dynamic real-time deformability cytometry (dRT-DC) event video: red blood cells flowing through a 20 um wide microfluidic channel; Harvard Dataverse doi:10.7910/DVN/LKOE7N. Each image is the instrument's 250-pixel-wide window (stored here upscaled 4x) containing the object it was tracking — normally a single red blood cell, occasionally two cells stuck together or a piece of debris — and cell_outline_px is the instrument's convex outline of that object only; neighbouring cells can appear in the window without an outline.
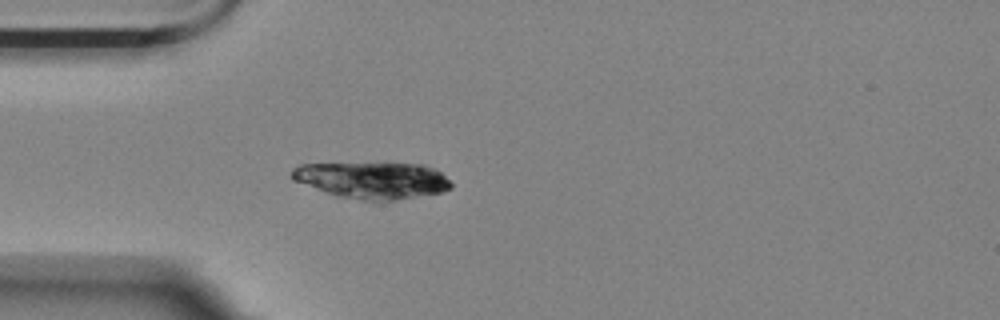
{"species": "Egyptian fruit bat (a non-hibernating species)", "species_latin": "Rousettus aegyptiacus", "temperature_condition": "room temperature", "stored_images_in_passage": 58, "camera_frame_rate_fps": 3000, "um_per_image_px": 0.085, "animal": {"sex": "female"}, "frame": {"image": 1, "passage_image": 16, "time_ms": 5.0, "image_size_px": [1000, 320], "cell_outline_px": [[452, 188], [440, 192], [396, 200], [364, 200], [336, 196], [292, 180], [288, 176], [292, 168], [300, 164], [424, 164], [436, 168], [452, 184]], "centroid_in_image_um": [31.62, 15.32], "position_along_channel_um": 53.4, "area_um2": 33.76}}
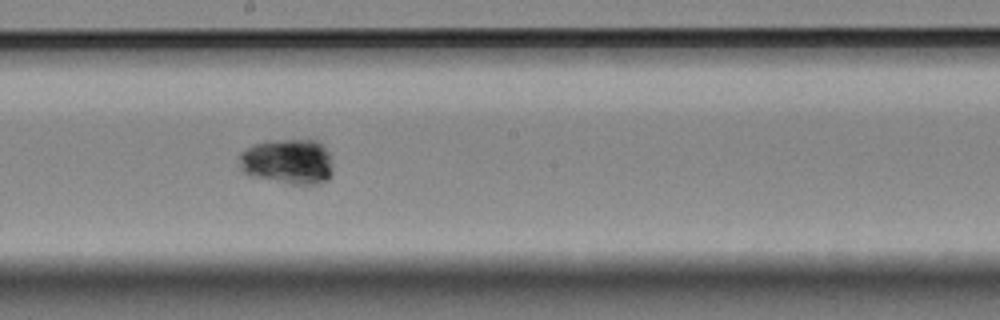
{"frame": {"image": 2, "passage_image": 32, "time_ms": 10.333, "image_size_px": [1000, 320], "cell_outline_px": [[332, 176], [328, 180], [320, 184], [292, 184], [252, 176], [244, 172], [240, 168], [240, 152], [252, 144], [264, 140], [316, 140], [328, 152], [332, 164]], "centroid_in_image_um": [24.46, 13.73], "position_along_channel_um": 223.7, "area_um2": 24.91}}
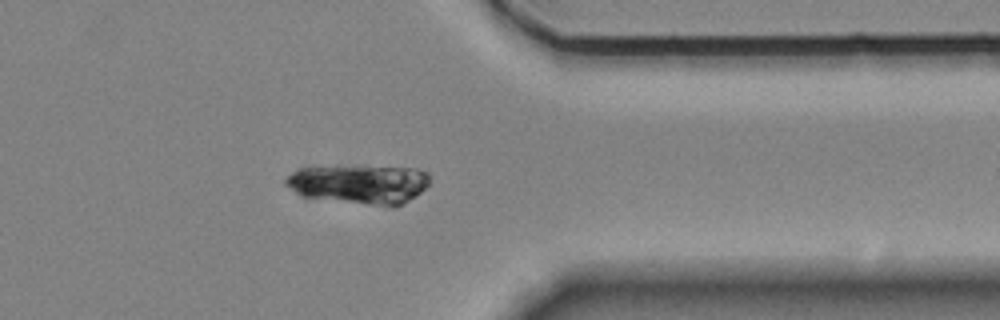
{"frame": {"image": 3, "passage_image": 47, "time_ms": 15.333, "image_size_px": [1000, 320], "cell_outline_px": [[428, 184], [420, 192], [396, 208], [392, 208], [300, 196], [284, 184], [284, 180], [292, 172], [300, 168], [336, 164], [364, 164], [416, 168], [428, 172]], "centroid_in_image_um": [30.52, 15.61], "position_along_channel_um": 380.9, "area_um2": 34.33}}